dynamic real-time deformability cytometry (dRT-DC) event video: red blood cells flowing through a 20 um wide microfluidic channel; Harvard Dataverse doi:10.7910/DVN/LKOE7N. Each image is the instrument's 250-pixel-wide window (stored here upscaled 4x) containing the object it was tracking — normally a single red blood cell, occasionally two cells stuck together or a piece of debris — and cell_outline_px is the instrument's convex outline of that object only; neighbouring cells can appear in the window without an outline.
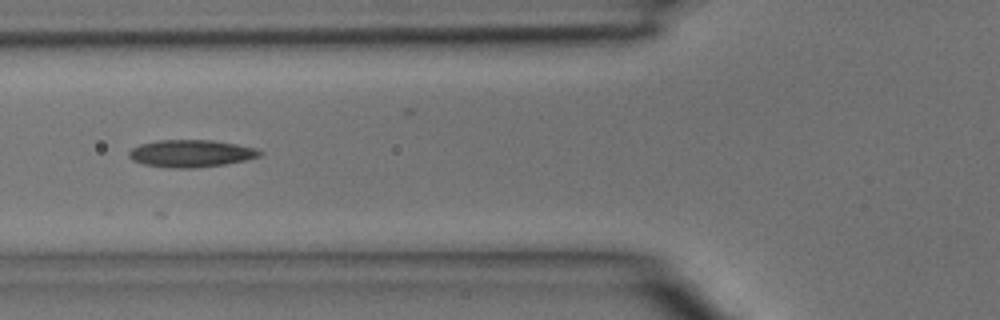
{"species": "common noctule bat (a hibernating species)", "species_latin": "Nyctalus noctula", "temperature_condition": "room temperature", "stored_images_in_passage": 9, "camera_frame_rate_fps": 3000, "um_per_image_px": 0.085, "animal": {"sex": "male", "body_mass_g": 15.6}, "frame": {"image": 1, "passage_image": 4, "time_ms": 1.0, "image_size_px": [1000, 320], "cell_outline_px": [[264, 152], [260, 156], [244, 160], [224, 164], [196, 168], [172, 168], [144, 164], [132, 160], [128, 156], [128, 152], [132, 148], [140, 144], [160, 140], [212, 140], [236, 144], [256, 148]], "centroid_in_image_um": [16.23, 13.04], "position_along_channel_um": 109.6, "area_um2": 20.75}}